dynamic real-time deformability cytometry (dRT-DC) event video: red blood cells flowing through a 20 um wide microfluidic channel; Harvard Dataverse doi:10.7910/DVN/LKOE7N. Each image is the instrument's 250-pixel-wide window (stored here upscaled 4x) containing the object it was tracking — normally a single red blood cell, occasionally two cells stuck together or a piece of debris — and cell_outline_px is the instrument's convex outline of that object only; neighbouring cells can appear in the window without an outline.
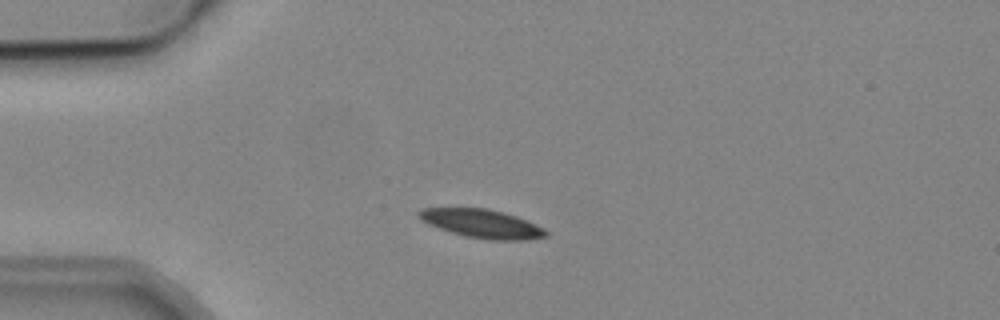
{"species": "common noctule bat (a hibernating species)", "species_latin": "Nyctalus noctula", "temperature_condition": "cold", "stored_images_in_passage": 4, "camera_frame_rate_fps": 3000, "um_per_image_px": 0.085, "animal": {"sex": "male", "body_mass_g": 19.2, "forearm_length_mm": 51.8}, "frame": {"image": 1, "passage_image": 1, "time_ms": 0.0, "image_size_px": [1000, 320], "cell_outline_px": [[548, 236], [524, 240], [488, 240], [464, 236], [428, 224], [420, 220], [416, 212], [420, 208], [488, 208], [504, 212], [516, 216], [544, 228], [548, 232]], "centroid_in_image_um": [40.95, 19.0], "position_along_channel_um": 44.1, "area_um2": 21.21}}
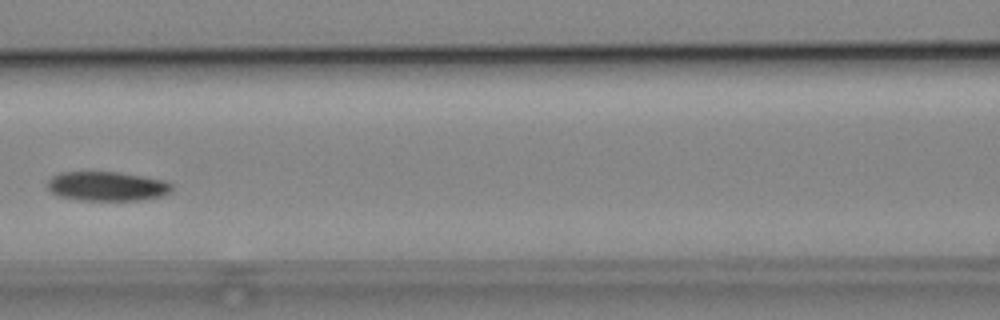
{"frame": {"image": 2, "passage_image": 4, "time_ms": 3.667, "image_size_px": [1000, 320], "cell_outline_px": [[172, 192], [160, 196], [140, 200], [80, 200], [56, 196], [48, 188], [48, 180], [52, 176], [60, 172], [120, 172], [168, 180], [172, 184]], "centroid_in_image_um": [9.12, 15.82], "position_along_channel_um": 157.5, "area_um2": 21.5}}